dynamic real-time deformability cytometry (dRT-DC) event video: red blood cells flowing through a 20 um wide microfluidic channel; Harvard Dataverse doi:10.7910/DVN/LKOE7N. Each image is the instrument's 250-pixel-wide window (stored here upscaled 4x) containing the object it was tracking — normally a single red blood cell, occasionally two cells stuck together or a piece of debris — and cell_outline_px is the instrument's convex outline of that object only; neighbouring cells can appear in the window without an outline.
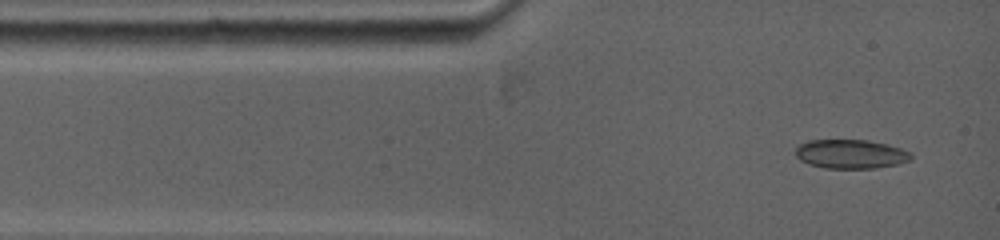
{"species": "common noctule bat (a hibernating species)", "species_latin": "Nyctalus noctula", "temperature_condition": "warm", "stored_images_in_passage": 7, "camera_frame_rate_fps": 5000, "um_per_image_px": 0.085, "animal": {"sex": "female", "body_mass_g": 19.0, "forearm_length_mm": 53.3}, "frame": {"image": 1, "passage_image": 1, "time_ms": 0.0, "image_size_px": [1000, 240], "cell_outline_px": [[912, 156], [908, 160], [896, 164], [872, 168], [828, 168], [812, 164], [800, 160], [796, 156], [796, 148], [800, 144], [808, 140], [868, 140], [888, 144], [900, 148], [908, 152]], "centroid_in_image_um": [72.29, 13.08], "position_along_channel_um": 12.7, "area_um2": 19.19}}
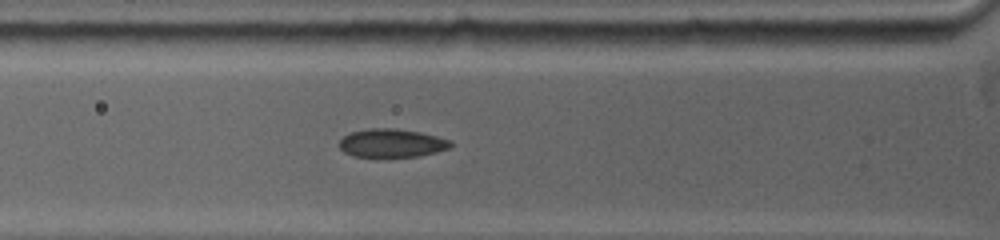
{"frame": {"image": 2, "passage_image": 5, "time_ms": 2.8, "image_size_px": [1000, 240], "cell_outline_px": [[452, 144], [448, 148], [436, 152], [420, 156], [356, 156], [344, 152], [340, 148], [340, 140], [348, 132], [368, 128], [396, 128], [420, 132], [436, 136], [448, 140]], "centroid_in_image_um": [33.27, 12.14], "position_along_channel_um": 92.5, "area_um2": 18.21}}
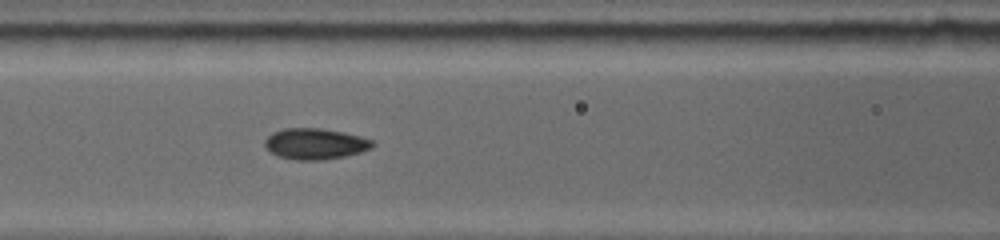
{"frame": {"image": 3, "passage_image": 7, "time_ms": 4.0, "image_size_px": [1000, 240], "cell_outline_px": [[372, 148], [360, 152], [344, 156], [320, 160], [296, 160], [280, 156], [272, 152], [264, 144], [264, 140], [272, 132], [284, 128], [320, 128], [340, 132], [372, 140]], "centroid_in_image_um": [26.74, 12.22], "position_along_channel_um": 139.9, "area_um2": 19.02}}